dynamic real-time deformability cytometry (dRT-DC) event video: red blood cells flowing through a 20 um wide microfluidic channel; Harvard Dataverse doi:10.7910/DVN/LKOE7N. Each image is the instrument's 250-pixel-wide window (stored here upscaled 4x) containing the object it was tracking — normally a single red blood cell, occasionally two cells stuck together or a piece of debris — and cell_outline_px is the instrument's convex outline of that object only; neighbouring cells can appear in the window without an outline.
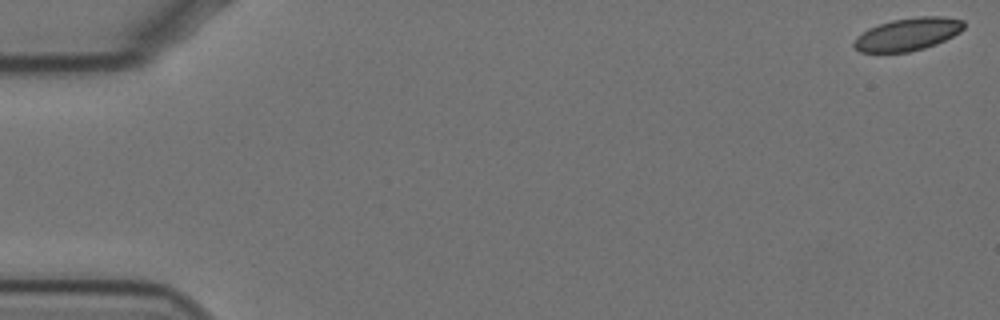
{"species": "Egyptian fruit bat (a non-hibernating species)", "species_latin": "Rousettus aegyptiacus", "temperature_condition": "cold", "stored_images_in_passage": 39, "camera_frame_rate_fps": 3000, "um_per_image_px": 0.085, "animal": {"sex": "female"}, "frame": {"image": 1, "passage_image": 1, "time_ms": 0.0, "image_size_px": [1000, 320], "cell_outline_px": [[964, 28], [960, 32], [936, 44], [924, 48], [908, 52], [860, 52], [852, 44], [856, 36], [868, 28], [892, 20], [920, 16], [944, 16], [964, 20]], "centroid_in_image_um": [77.16, 2.9], "position_along_channel_um": 7.8, "area_um2": 20.92}}
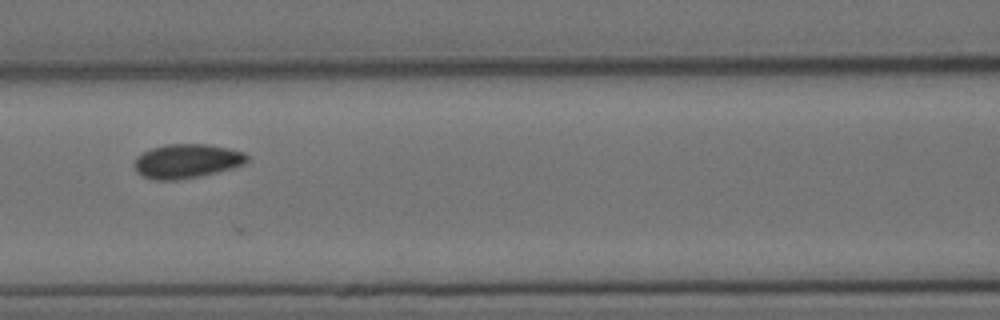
{"frame": {"image": 2, "passage_image": 26, "time_ms": 8.333, "image_size_px": [1000, 320], "cell_outline_px": [[248, 160], [244, 164], [232, 168], [200, 176], [176, 180], [156, 180], [144, 176], [136, 172], [132, 164], [136, 156], [152, 148], [168, 144], [208, 144], [228, 148], [244, 152], [248, 156]], "centroid_in_image_um": [15.86, 13.69], "position_along_channel_um": 150.7, "area_um2": 22.48}}
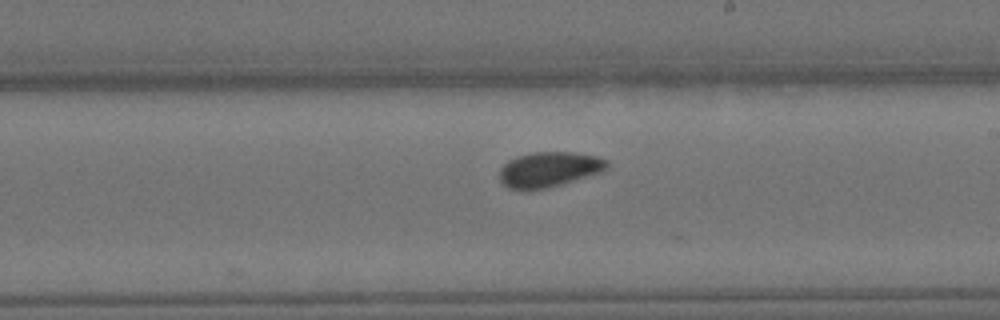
{"frame": {"image": 3, "passage_image": 34, "time_ms": 11.0, "image_size_px": [1000, 320], "cell_outline_px": [[608, 168], [604, 172], [560, 184], [544, 188], [508, 188], [500, 180], [500, 168], [508, 160], [516, 156], [532, 152], [576, 152], [596, 156], [608, 160]], "centroid_in_image_um": [46.71, 14.37], "position_along_channel_um": 242.3, "area_um2": 21.85}}